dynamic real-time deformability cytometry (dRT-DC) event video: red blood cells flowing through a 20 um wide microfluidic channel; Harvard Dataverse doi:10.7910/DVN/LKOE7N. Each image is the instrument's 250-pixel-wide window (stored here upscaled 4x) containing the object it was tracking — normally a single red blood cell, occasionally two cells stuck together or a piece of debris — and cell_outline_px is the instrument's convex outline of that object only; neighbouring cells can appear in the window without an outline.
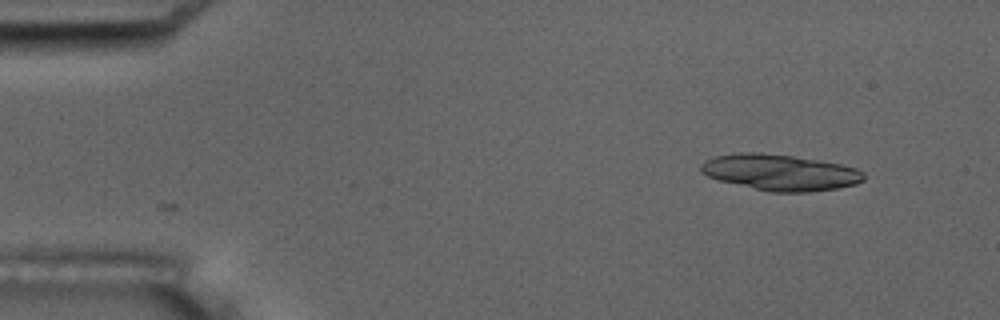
{"species": "common noctule bat (a hibernating species)", "species_latin": "Nyctalus noctula", "temperature_condition": "room temperature", "stored_images_in_passage": 2, "camera_frame_rate_fps": 3000, "um_per_image_px": 0.085, "animal": {"sex": "male", "body_mass_g": 17.5, "forearm_length_mm": 52.3}, "frame": {"image": 1, "passage_image": 2, "time_ms": 1.0, "image_size_px": [1000, 320], "cell_outline_px": [[864, 180], [856, 184], [836, 188], [808, 192], [772, 192], [720, 180], [708, 176], [700, 172], [700, 164], [704, 160], [712, 156], [736, 152], [760, 152], [792, 156], [840, 164], [856, 168], [864, 172]], "centroid_in_image_um": [66.28, 14.64], "position_along_channel_um": 18.7, "area_um2": 34.16}}